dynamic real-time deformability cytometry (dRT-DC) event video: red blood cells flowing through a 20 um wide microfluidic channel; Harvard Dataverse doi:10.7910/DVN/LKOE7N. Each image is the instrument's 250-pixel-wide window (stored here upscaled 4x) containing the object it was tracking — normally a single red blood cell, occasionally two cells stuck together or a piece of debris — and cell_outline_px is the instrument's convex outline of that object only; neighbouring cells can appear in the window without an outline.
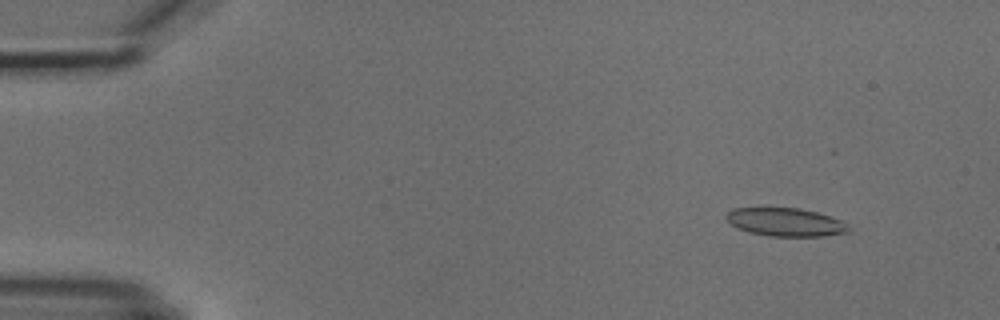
{"species": "common noctule bat (a hibernating species)", "species_latin": "Nyctalus noctula", "temperature_condition": "cold", "stored_images_in_passage": 5, "camera_frame_rate_fps": 3000, "um_per_image_px": 0.085, "animal": {"sex": "male", "body_mass_g": 18.8}, "frame": {"image": 1, "passage_image": 2, "time_ms": 1.333, "image_size_px": [1000, 320], "cell_outline_px": [[852, 232], [824, 236], [768, 236], [748, 232], [736, 228], [724, 216], [732, 208], [800, 208], [816, 212], [840, 220], [848, 224]], "centroid_in_image_um": [66.78, 18.89], "position_along_channel_um": 18.2, "area_um2": 20.23}}
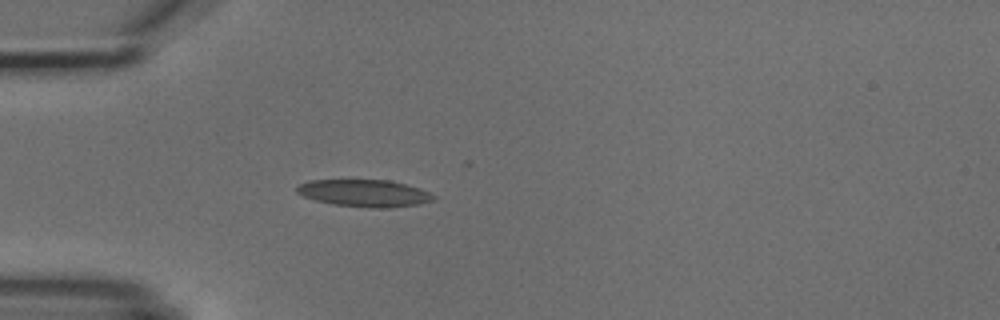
{"frame": {"image": 2, "passage_image": 5, "time_ms": 4.667, "image_size_px": [1000, 320], "cell_outline_px": [[436, 200], [420, 204], [392, 208], [368, 208], [332, 204], [316, 200], [304, 196], [296, 192], [296, 188], [300, 184], [308, 180], [388, 180], [420, 188], [436, 196]], "centroid_in_image_um": [31.01, 16.43], "position_along_channel_um": 54.0, "area_um2": 21.73}}